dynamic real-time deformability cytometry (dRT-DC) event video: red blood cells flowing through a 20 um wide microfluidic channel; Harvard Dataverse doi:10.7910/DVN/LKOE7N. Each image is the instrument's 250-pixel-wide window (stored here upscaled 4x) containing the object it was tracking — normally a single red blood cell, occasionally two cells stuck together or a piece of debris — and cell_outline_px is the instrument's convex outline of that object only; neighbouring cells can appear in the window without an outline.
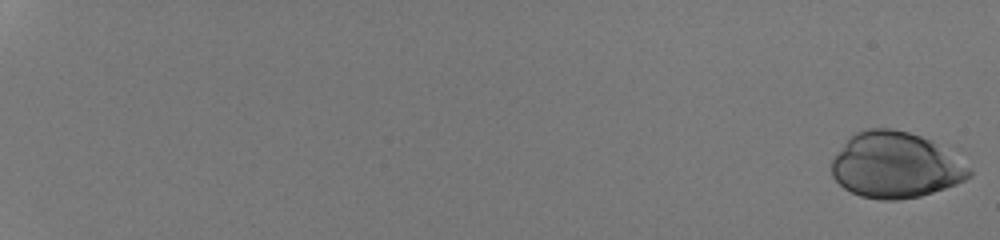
{"species": "human", "species_latin": "Homo sapiens", "temperature_condition": "room temperature", "stored_images_in_passage": 53, "camera_frame_rate_fps": 3000, "um_per_image_px": 0.085, "donor": {"sex": "male"}, "frame": {"image": 1, "passage_image": 1, "time_ms": 0.0, "image_size_px": [1000, 240], "cell_outline_px": [[972, 176], [956, 184], [920, 196], [896, 200], [880, 200], [860, 196], [844, 188], [832, 176], [832, 160], [848, 136], [864, 128], [892, 128], [908, 132], [932, 140], [968, 168], [972, 172]], "centroid_in_image_um": [76.05, 14.03], "position_along_channel_um": 8.9, "area_um2": 52.42}}
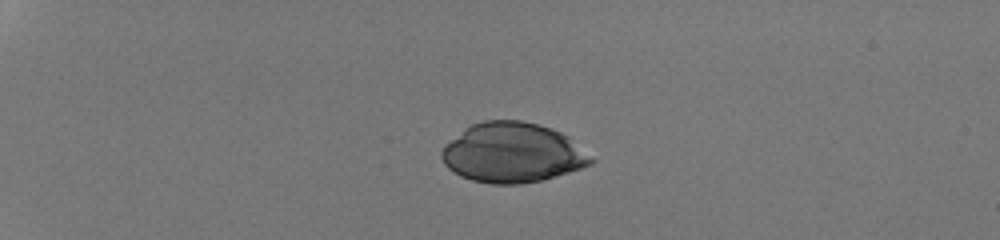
{"frame": {"image": 2, "passage_image": 16, "time_ms": 5.0, "image_size_px": [1000, 240], "cell_outline_px": [[596, 160], [592, 164], [568, 172], [540, 180], [520, 184], [492, 184], [472, 180], [460, 176], [448, 168], [444, 164], [440, 156], [440, 152], [444, 144], [464, 128], [472, 124], [484, 120], [520, 120], [552, 128], [568, 136]], "centroid_in_image_um": [43.52, 12.98], "position_along_channel_um": 41.5, "area_um2": 52.14}}